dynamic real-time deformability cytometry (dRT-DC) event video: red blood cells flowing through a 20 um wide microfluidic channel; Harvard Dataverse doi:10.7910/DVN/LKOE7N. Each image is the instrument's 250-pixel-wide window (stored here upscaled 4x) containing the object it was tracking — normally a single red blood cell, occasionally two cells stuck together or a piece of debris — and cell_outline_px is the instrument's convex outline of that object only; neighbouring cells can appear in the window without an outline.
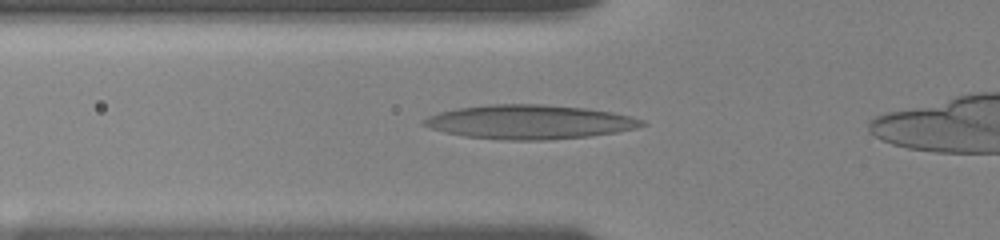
{"species": "human", "species_latin": "Homo sapiens", "temperature_condition": "room temperature", "stored_images_in_passage": 6, "camera_frame_rate_fps": 3000, "um_per_image_px": 0.085, "donor": {"sex": "female"}, "frame": {"image": 1, "passage_image": 3, "time_ms": 0.333, "image_size_px": [1000, 240], "cell_outline_px": [[648, 124], [636, 128], [616, 132], [588, 136], [544, 140], [504, 140], [464, 136], [444, 132], [432, 128], [424, 124], [420, 120], [428, 116], [440, 112], [456, 108], [488, 104], [540, 104], [584, 108], [612, 112], [632, 116], [644, 120]], "centroid_in_image_um": [45.01, 10.36], "position_along_channel_um": 80.8, "area_um2": 43.29}}